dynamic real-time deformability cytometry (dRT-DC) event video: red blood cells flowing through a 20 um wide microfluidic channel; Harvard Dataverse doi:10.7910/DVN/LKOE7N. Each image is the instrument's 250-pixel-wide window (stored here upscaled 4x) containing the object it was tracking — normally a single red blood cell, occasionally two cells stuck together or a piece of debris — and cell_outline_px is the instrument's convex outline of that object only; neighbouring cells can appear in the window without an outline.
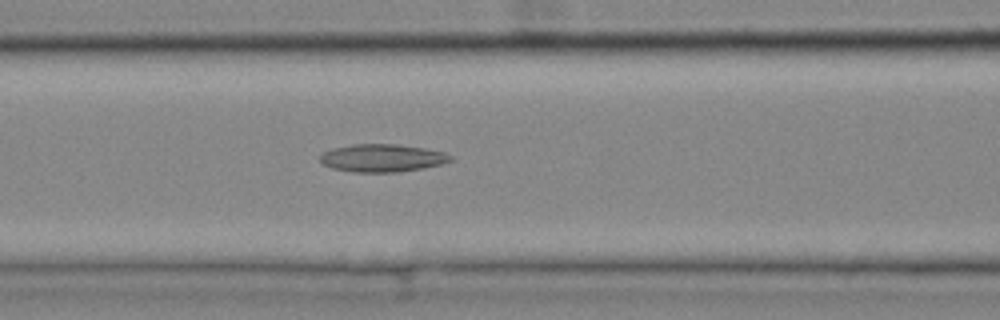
{"species": "common noctule bat (a hibernating species)", "species_latin": "Nyctalus noctula", "temperature_condition": "cold", "stored_images_in_passage": 41, "camera_frame_rate_fps": 3000, "um_per_image_px": 0.085, "animal": {"sex": "female", "body_mass_g": 25.1}, "frame": {"image": 1, "passage_image": 9, "time_ms": 2.667, "image_size_px": [1000, 320], "cell_outline_px": [[452, 160], [440, 164], [424, 168], [400, 172], [352, 172], [332, 168], [324, 164], [320, 160], [320, 156], [324, 152], [332, 148], [352, 144], [396, 144], [424, 148], [444, 152], [452, 156]], "centroid_in_image_um": [32.49, 13.43], "position_along_channel_um": 134.1, "area_um2": 21.1}}
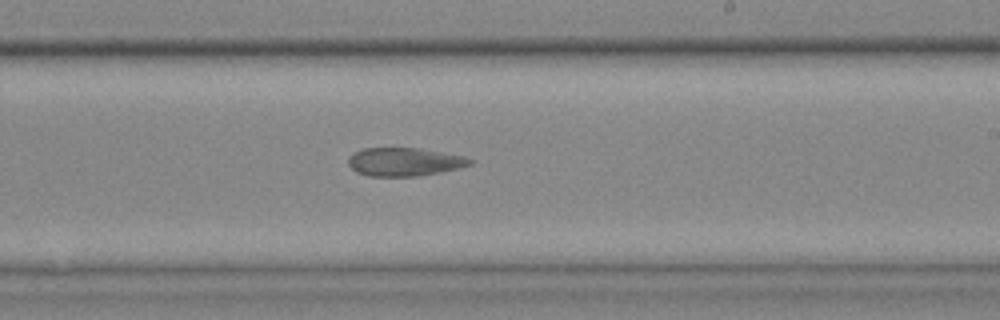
{"frame": {"image": 2, "passage_image": 19, "time_ms": 6.0, "image_size_px": [1000, 320], "cell_outline_px": [[476, 160], [472, 164], [460, 168], [420, 176], [368, 176], [356, 172], [348, 164], [348, 156], [352, 152], [364, 148], [420, 148], [464, 156]], "centroid_in_image_um": [34.38, 13.75], "position_along_channel_um": 254.6, "area_um2": 20.35}}
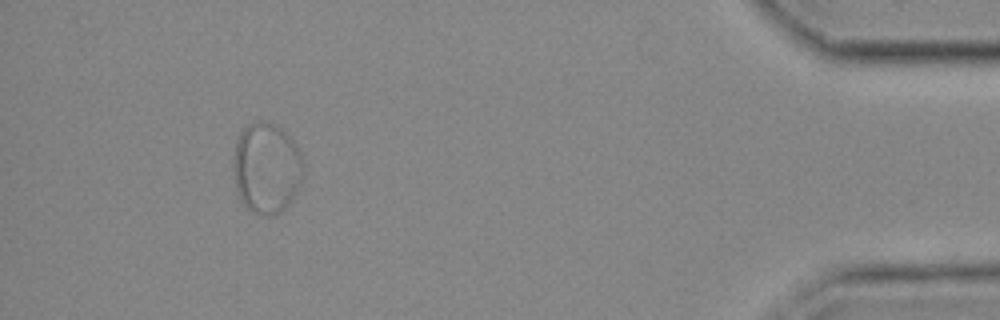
{"frame": {"image": 3, "passage_image": 37, "time_ms": 12.0, "image_size_px": [1000, 320], "cell_outline_px": [[304, 172], [300, 188], [292, 200], [280, 212], [272, 216], [268, 216], [256, 212], [248, 208], [240, 200], [236, 192], [232, 168], [232, 164], [236, 140], [240, 132], [252, 120], [260, 120], [272, 124], [280, 128], [296, 144], [300, 152], [304, 164]], "centroid_in_image_um": [22.65, 14.28], "position_along_channel_um": 412.6, "area_um2": 37.63}, "authors_computed_cell_mechanics": {"area_um2": 21.4438, "velocity_mm_per_s": 3.622, "shape_relaxation_time_tau1_ms": null, "shape_relaxation_time_tau2_ms": 2.4216, "deformation_change_tau1": null, "deformation_change_tau2": 0.0554}}